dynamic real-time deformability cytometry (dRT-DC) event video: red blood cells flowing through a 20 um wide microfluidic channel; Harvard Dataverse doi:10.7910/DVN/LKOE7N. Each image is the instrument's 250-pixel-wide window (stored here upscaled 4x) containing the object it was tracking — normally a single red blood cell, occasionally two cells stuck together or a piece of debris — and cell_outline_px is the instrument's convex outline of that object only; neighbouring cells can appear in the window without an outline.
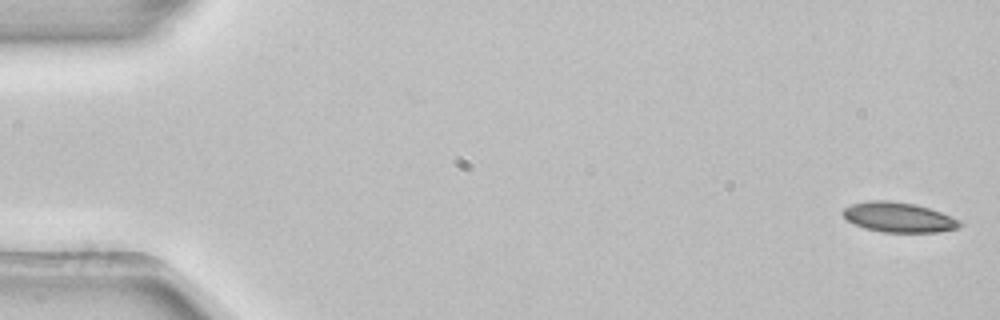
{"species": "common noctule bat (a hibernating species)", "species_latin": "Nyctalus noctula", "temperature_condition": "room temperature", "stored_images_in_passage": 4, "camera_frame_rate_fps": 3000, "um_per_image_px": 0.085, "animal": {"sex": "female", "body_mass_g": 22.7, "forearm_length_mm": 54.2}, "frame": {"image": 1, "passage_image": 1, "time_ms": 0.0, "image_size_px": [1000, 320], "cell_outline_px": [[964, 224], [956, 228], [940, 232], [880, 232], [864, 228], [848, 220], [840, 212], [844, 208], [852, 204], [868, 200], [892, 200], [916, 204], [940, 212], [960, 220]], "centroid_in_image_um": [76.37, 18.46], "position_along_channel_um": 8.6, "area_um2": 20.46}}
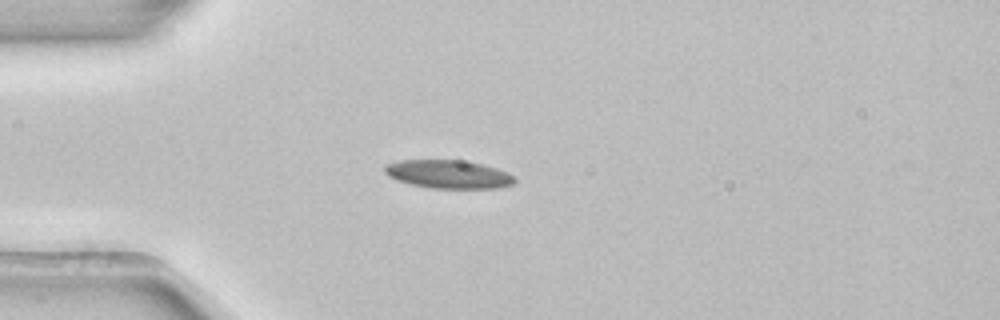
{"frame": {"image": 2, "passage_image": 4, "time_ms": 1.0, "image_size_px": [1000, 320], "cell_outline_px": [[516, 180], [512, 184], [500, 188], [428, 188], [396, 180], [388, 176], [384, 172], [384, 164], [400, 160], [460, 160], [484, 164], [508, 172], [516, 176]], "centroid_in_image_um": [38.12, 14.8], "position_along_channel_um": 46.9, "area_um2": 21.68}}